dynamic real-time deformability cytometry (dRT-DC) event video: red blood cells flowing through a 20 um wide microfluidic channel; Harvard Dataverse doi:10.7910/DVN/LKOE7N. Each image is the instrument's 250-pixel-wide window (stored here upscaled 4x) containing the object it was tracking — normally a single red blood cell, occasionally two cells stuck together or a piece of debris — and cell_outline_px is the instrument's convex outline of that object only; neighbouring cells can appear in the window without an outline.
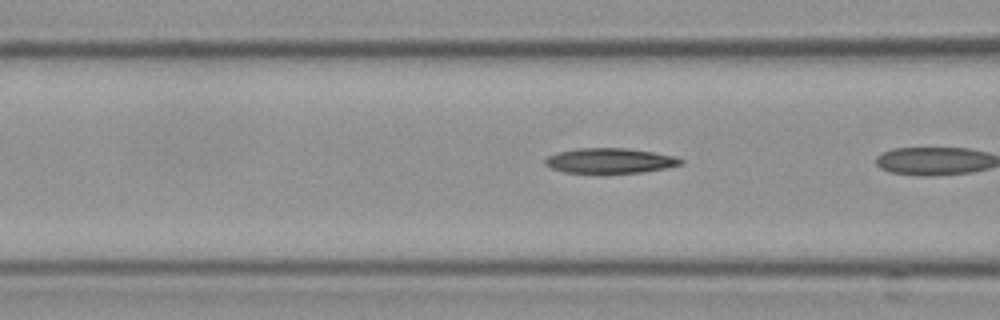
{"species": "Egyptian fruit bat (a non-hibernating species)", "species_latin": "Rousettus aegyptiacus", "temperature_condition": "cold", "stored_images_in_passage": 7, "camera_frame_rate_fps": 3000, "um_per_image_px": 0.085, "frame": {"image": 1, "passage_image": 6, "time_ms": 1.667, "image_size_px": [1000, 320], "cell_outline_px": [[684, 164], [664, 168], [640, 172], [600, 176], [564, 172], [552, 168], [544, 164], [544, 160], [548, 156], [556, 152], [576, 148], [628, 148], [652, 152], [672, 156], [684, 160]], "centroid_in_image_um": [51.77, 13.7], "position_along_channel_um": 114.8, "area_um2": 20.63}}